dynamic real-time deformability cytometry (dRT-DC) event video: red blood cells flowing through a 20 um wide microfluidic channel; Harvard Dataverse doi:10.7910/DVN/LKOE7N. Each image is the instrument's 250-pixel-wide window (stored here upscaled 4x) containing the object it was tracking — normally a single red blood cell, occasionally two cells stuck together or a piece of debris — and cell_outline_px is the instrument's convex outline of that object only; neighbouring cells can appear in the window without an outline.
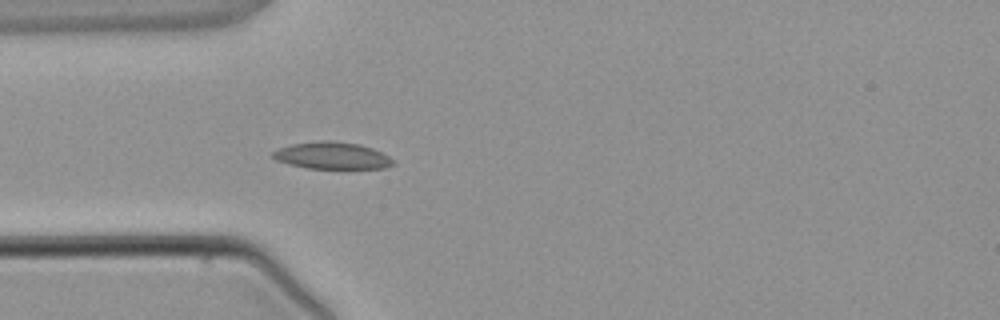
{"species": "common noctule bat (a hibernating species)", "species_latin": "Nyctalus noctula", "temperature_condition": "warm", "stored_images_in_passage": 3, "camera_frame_rate_fps": 3000, "um_per_image_px": 0.085, "animal": {"sex": "male", "body_mass_g": 21.5, "forearm_length_mm": 52.0}, "frame": {"image": 1, "passage_image": 3, "time_ms": 2.333, "image_size_px": [1000, 320], "cell_outline_px": [[396, 164], [384, 168], [308, 168], [288, 164], [276, 160], [272, 156], [272, 152], [276, 148], [292, 144], [324, 140], [328, 140], [360, 144], [372, 148], [388, 156]], "centroid_in_image_um": [28.19, 13.22], "position_along_channel_um": 56.8, "area_um2": 18.84}}